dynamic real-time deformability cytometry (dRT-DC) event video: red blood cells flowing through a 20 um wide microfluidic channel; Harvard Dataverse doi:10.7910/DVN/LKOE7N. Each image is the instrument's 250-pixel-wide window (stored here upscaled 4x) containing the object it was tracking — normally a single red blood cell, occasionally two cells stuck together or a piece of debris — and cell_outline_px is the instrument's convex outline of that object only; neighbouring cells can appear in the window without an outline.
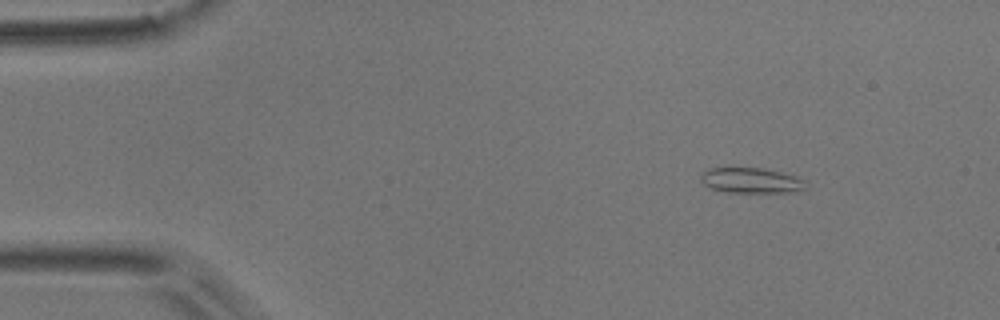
{"species": "common noctule bat (a hibernating species)", "species_latin": "Nyctalus noctula", "temperature_condition": "room temperature", "stored_images_in_passage": 5, "camera_frame_rate_fps": 3000, "um_per_image_px": 0.085, "animal": {"sex": "male", "body_mass_g": 17.9}, "frame": {"image": 1, "passage_image": 2, "time_ms": 0.333, "image_size_px": [1000, 320], "cell_outline_px": [[804, 188], [796, 192], [728, 192], [712, 188], [704, 184], [700, 180], [700, 176], [704, 172], [712, 168], [764, 168], [796, 176], [804, 180]], "centroid_in_image_um": [63.85, 15.34], "position_along_channel_um": 21.1, "area_um2": 15.26}}
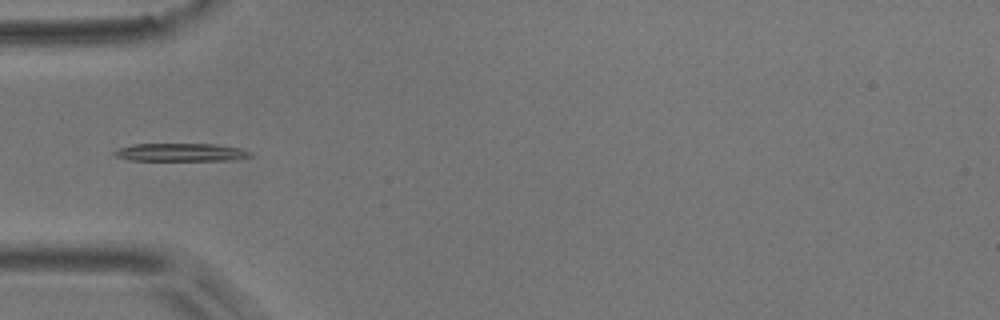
{"frame": {"image": 2, "passage_image": 5, "time_ms": 1.333, "image_size_px": [1000, 320], "cell_outline_px": [[252, 156], [236, 160], [128, 160], [116, 156], [112, 152], [120, 148], [136, 144], [216, 144], [240, 148], [252, 152]], "centroid_in_image_um": [15.43, 12.95], "position_along_channel_um": 69.6, "area_um2": 14.16}}